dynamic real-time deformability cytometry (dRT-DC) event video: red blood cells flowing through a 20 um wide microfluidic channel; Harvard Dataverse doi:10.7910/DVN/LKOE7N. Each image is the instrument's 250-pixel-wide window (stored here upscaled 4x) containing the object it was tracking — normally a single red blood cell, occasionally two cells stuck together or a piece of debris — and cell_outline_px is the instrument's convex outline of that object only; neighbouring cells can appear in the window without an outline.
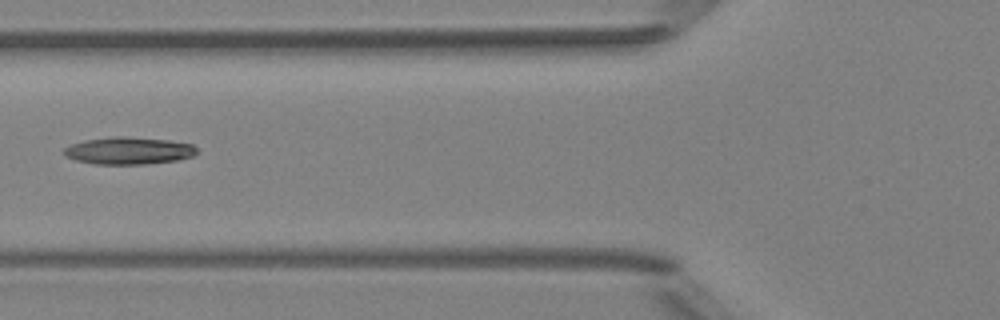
{"species": "Egyptian fruit bat (a non-hibernating species)", "species_latin": "Rousettus aegyptiacus", "temperature_condition": "room temperature", "stored_images_in_passage": 4, "camera_frame_rate_fps": 3000, "um_per_image_px": 0.085, "animal": {"sex": "female"}, "frame": {"image": 1, "passage_image": 4, "time_ms": 3.667, "image_size_px": [1000, 320], "cell_outline_px": [[196, 152], [192, 156], [180, 160], [144, 164], [92, 164], [76, 160], [64, 156], [60, 152], [64, 148], [72, 144], [84, 140], [116, 136], [124, 136], [168, 140], [192, 144], [196, 148]], "centroid_in_image_um": [10.89, 12.81], "position_along_channel_um": 114.9, "area_um2": 21.21}}